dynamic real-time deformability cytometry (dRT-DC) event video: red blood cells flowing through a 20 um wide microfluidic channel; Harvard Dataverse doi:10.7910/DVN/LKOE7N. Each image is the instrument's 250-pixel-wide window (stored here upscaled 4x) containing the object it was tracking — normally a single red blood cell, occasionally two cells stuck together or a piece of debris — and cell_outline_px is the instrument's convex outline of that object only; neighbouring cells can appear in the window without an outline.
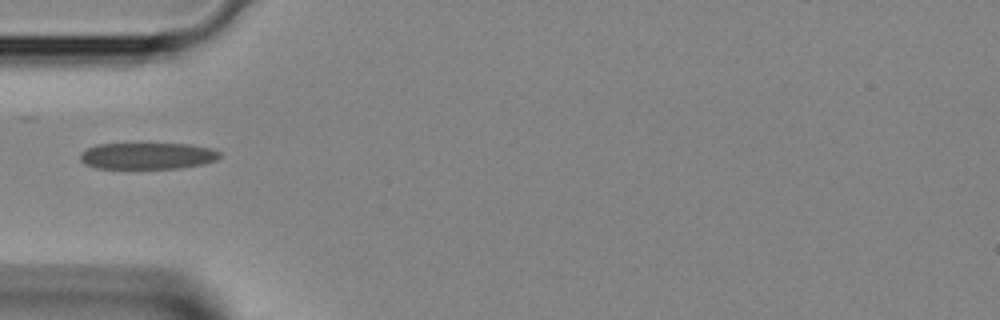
{"species": "Egyptian fruit bat (a non-hibernating species)", "species_latin": "Rousettus aegyptiacus", "temperature_condition": "room temperature", "stored_images_in_passage": 1, "camera_frame_rate_fps": 3000, "um_per_image_px": 0.085, "animal": {"sex": "female"}, "frame": {"image": 1, "passage_image": 1, "time_ms": 0.0, "image_size_px": [1000, 320], "cell_outline_px": [[220, 156], [216, 160], [204, 164], [180, 168], [96, 168], [80, 160], [80, 152], [96, 144], [192, 144], [212, 148], [220, 152]], "centroid_in_image_um": [12.57, 13.24], "position_along_channel_um": 72.4, "area_um2": 21.56}}